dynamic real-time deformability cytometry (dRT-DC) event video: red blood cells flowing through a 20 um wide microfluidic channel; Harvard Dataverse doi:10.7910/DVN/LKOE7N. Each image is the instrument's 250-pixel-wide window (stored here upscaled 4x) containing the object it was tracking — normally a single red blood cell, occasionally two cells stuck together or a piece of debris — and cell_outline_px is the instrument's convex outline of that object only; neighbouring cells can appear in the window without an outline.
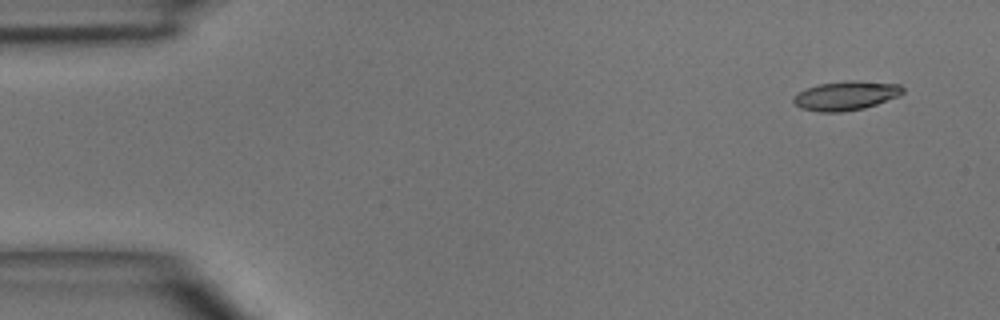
{"species": "common noctule bat (a hibernating species)", "species_latin": "Nyctalus noctula", "temperature_condition": "room temperature", "stored_images_in_passage": 3, "camera_frame_rate_fps": 3000, "um_per_image_px": 0.085, "animal": {"sex": "male", "body_mass_g": 15.6}, "frame": {"image": 1, "passage_image": 1, "time_ms": 0.0, "image_size_px": [1000, 320], "cell_outline_px": [[904, 92], [900, 96], [864, 108], [840, 112], [820, 112], [800, 108], [792, 100], [792, 96], [796, 92], [820, 84], [844, 80], [856, 80], [900, 84], [904, 88]], "centroid_in_image_um": [71.91, 8.12], "position_along_channel_um": 13.1, "area_um2": 18.73}}
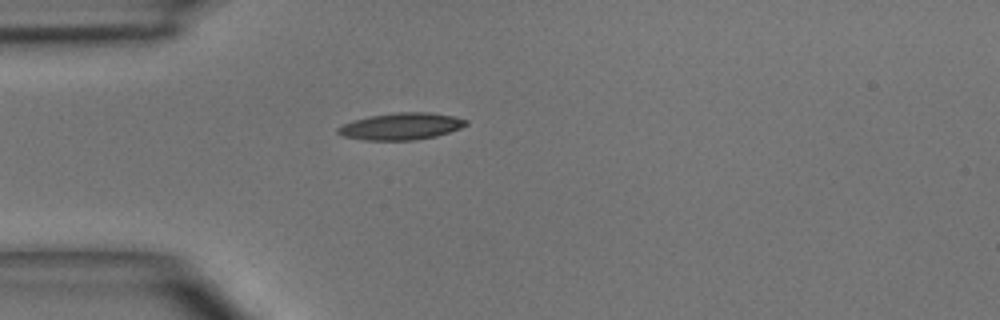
{"frame": {"image": 2, "passage_image": 3, "time_ms": 3.333, "image_size_px": [1000, 320], "cell_outline_px": [[468, 124], [460, 128], [436, 136], [416, 140], [364, 140], [344, 136], [336, 132], [336, 128], [352, 120], [372, 116], [396, 112], [428, 112], [452, 116], [468, 120]], "centroid_in_image_um": [34.09, 10.74], "position_along_channel_um": 50.9, "area_um2": 19.94}}